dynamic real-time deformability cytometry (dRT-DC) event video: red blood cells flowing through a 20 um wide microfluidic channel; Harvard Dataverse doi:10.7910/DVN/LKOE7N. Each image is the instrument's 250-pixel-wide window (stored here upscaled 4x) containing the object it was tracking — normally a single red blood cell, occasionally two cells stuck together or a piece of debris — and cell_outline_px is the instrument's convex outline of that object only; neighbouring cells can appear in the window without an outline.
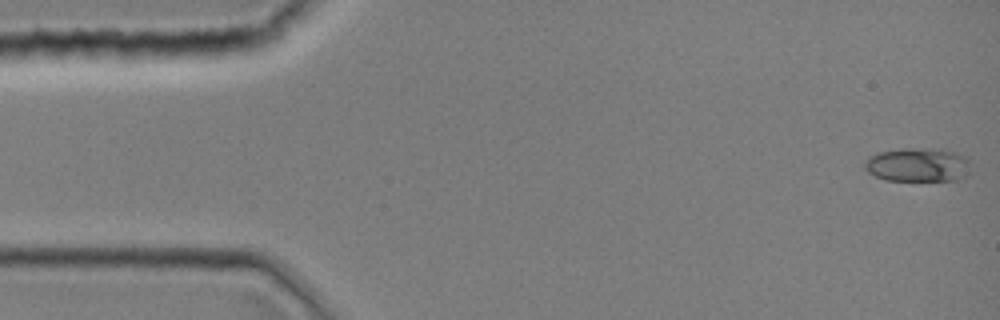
{"species": "common noctule bat (a hibernating species)", "species_latin": "Nyctalus noctula", "temperature_condition": "room temperature", "stored_images_in_passage": 43, "camera_frame_rate_fps": 3000, "um_per_image_px": 0.085, "animal": {"sex": "female", "body_mass_g": 19.0, "forearm_length_mm": 51.5}, "frame": {"image": 1, "passage_image": 1, "time_ms": 0.0, "image_size_px": [1000, 320], "cell_outline_px": [[968, 160], [964, 176], [956, 180], [884, 180], [868, 172], [864, 168], [864, 160], [868, 156], [880, 152], [908, 148], [912, 148], [956, 152], [968, 156]], "centroid_in_image_um": [77.94, 14.01], "position_along_channel_um": 7.1, "area_um2": 20.46}}
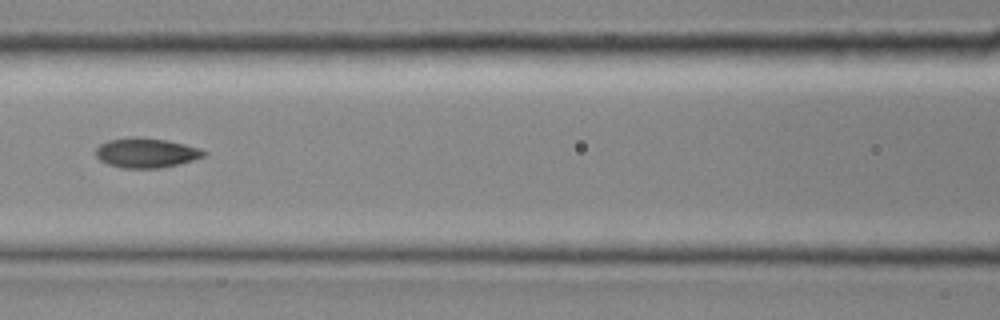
{"frame": {"image": 2, "passage_image": 19, "time_ms": 6.0, "image_size_px": [1000, 320], "cell_outline_px": [[208, 152], [204, 156], [180, 164], [160, 168], [124, 168], [108, 164], [100, 160], [96, 156], [96, 148], [100, 144], [108, 140], [132, 136], [140, 136], [168, 140], [200, 148]], "centroid_in_image_um": [12.43, 12.98], "position_along_channel_um": 154.2, "area_um2": 18.9}}
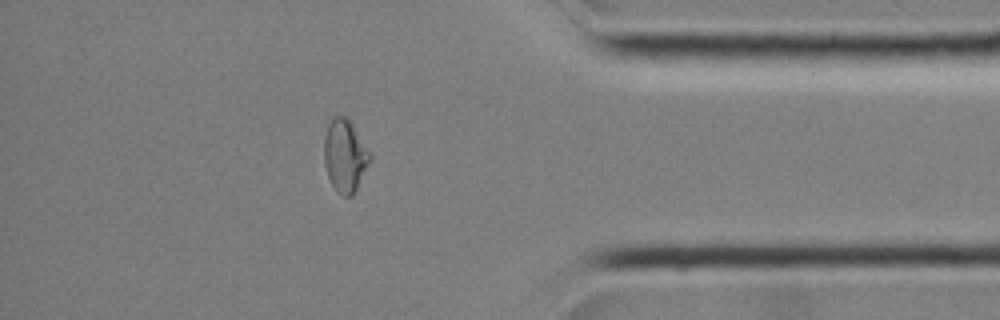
{"frame": {"image": 3, "passage_image": 37, "time_ms": 12.0, "image_size_px": [1000, 320], "cell_outline_px": [[372, 160], [352, 196], [344, 196], [336, 192], [328, 176], [324, 164], [324, 136], [328, 124], [336, 116], [344, 116], [352, 124], [372, 156]], "centroid_in_image_um": [29.32, 13.26], "position_along_channel_um": 405.9, "area_um2": 19.25}}